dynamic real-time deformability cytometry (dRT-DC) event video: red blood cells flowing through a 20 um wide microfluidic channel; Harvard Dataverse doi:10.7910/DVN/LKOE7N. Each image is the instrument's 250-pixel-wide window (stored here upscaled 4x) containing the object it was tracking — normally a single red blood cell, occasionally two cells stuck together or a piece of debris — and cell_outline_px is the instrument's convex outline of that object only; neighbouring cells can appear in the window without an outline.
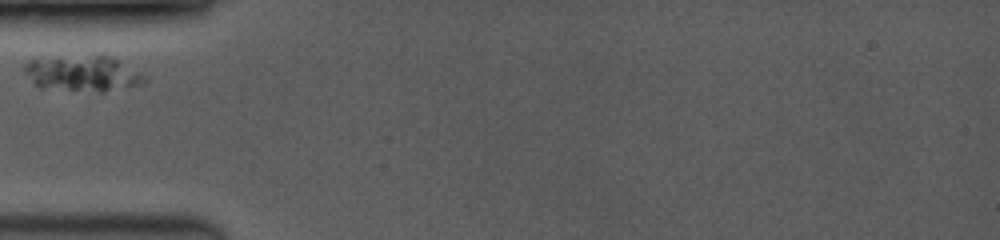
{"species": "common noctule bat (a hibernating species)", "species_latin": "Nyctalus noctula", "temperature_condition": "room temperature", "stored_images_in_passage": 4, "camera_frame_rate_fps": 3500, "um_per_image_px": 0.085, "animal": {"sex": "female", "body_mass_g": 19.0, "forearm_length_mm": 53.3}, "frame": {"image": 1, "passage_image": 1, "time_ms": 0.0, "image_size_px": [1000, 240], "cell_outline_px": [[148, 80], [144, 84], [104, 92], [100, 92], [40, 88], [24, 72], [24, 64], [28, 60], [96, 56], [108, 56], [148, 76]], "centroid_in_image_um": [7.09, 6.29], "position_along_channel_um": 77.9, "area_um2": 24.51}}
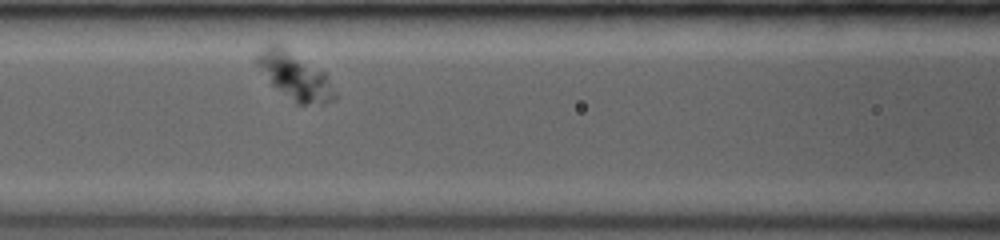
{"frame": {"image": 2, "passage_image": 3, "time_ms": 1.714, "image_size_px": [1000, 240], "cell_outline_px": [[336, 100], [324, 104], [296, 104], [272, 84], [256, 64], [256, 56], [268, 44], [280, 44], [324, 72], [336, 92]], "centroid_in_image_um": [25.08, 6.47], "position_along_channel_um": 141.5, "area_um2": 21.04}}
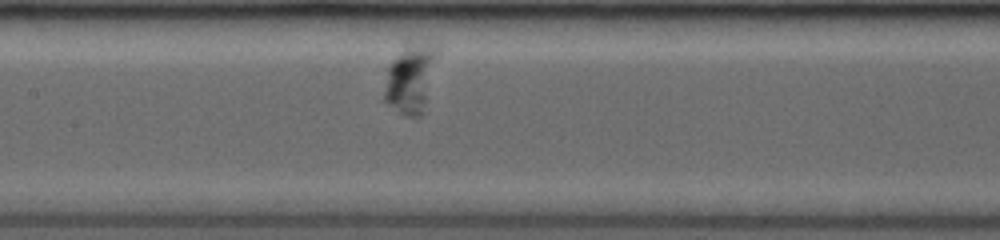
{"frame": {"image": 3, "passage_image": 4, "time_ms": 2.571, "image_size_px": [1000, 240], "cell_outline_px": [[440, 48], [420, 116], [408, 116], [396, 112], [384, 100], [384, 92], [388, 64], [404, 44], [408, 40], [436, 44]], "centroid_in_image_um": [34.88, 6.56], "position_along_channel_um": 172.5, "area_um2": 21.44}}